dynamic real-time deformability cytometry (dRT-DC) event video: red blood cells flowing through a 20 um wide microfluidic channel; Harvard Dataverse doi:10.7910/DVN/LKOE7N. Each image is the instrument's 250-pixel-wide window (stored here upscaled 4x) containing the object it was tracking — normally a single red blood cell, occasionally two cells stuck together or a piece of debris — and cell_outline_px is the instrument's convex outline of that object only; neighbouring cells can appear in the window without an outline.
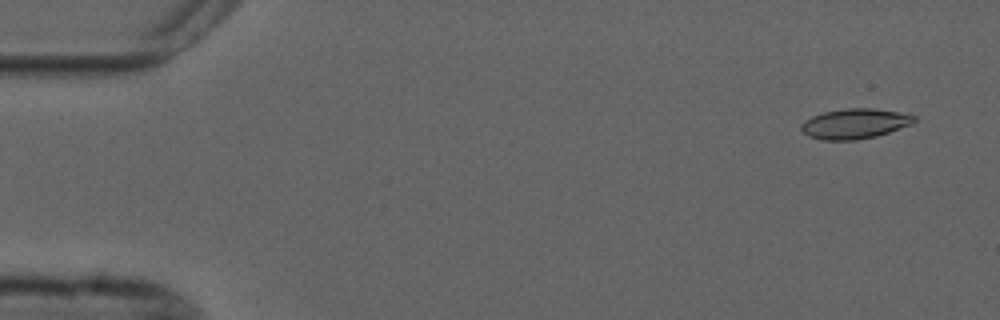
{"species": "common noctule bat (a hibernating species)", "species_latin": "Nyctalus noctula", "temperature_condition": "cold", "stored_images_in_passage": 7, "camera_frame_rate_fps": 3000, "um_per_image_px": 0.085, "animal": {"sex": "male", "forearm_length_mm": 52.5}, "frame": {"image": 1, "passage_image": 1, "time_ms": 0.0, "image_size_px": [1000, 320], "cell_outline_px": [[916, 120], [912, 124], [876, 136], [856, 140], [820, 140], [808, 136], [800, 128], [800, 124], [804, 120], [812, 116], [824, 112], [848, 108], [872, 108], [900, 112], [916, 116]], "centroid_in_image_um": [72.64, 10.51], "position_along_channel_um": 12.4, "area_um2": 19.83}}
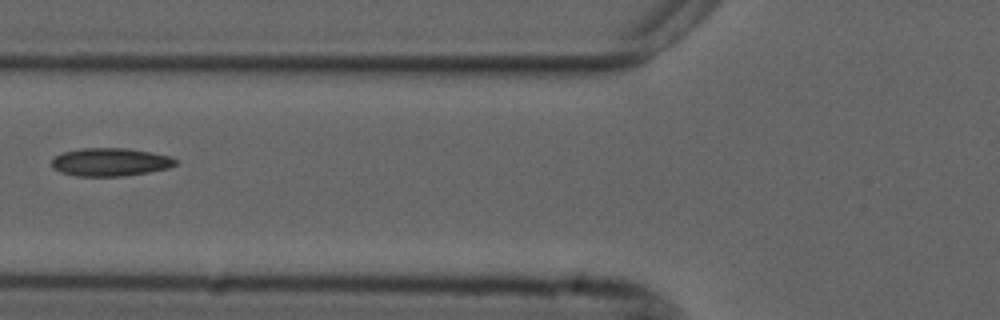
{"frame": {"image": 2, "passage_image": 6, "time_ms": 6.0, "image_size_px": [1000, 320], "cell_outline_px": [[176, 164], [168, 168], [148, 172], [124, 176], [76, 176], [60, 172], [52, 168], [52, 160], [56, 156], [64, 152], [80, 148], [124, 148], [152, 152], [172, 156], [176, 160]], "centroid_in_image_um": [9.37, 13.77], "position_along_channel_um": 116.4, "area_um2": 20.29}}
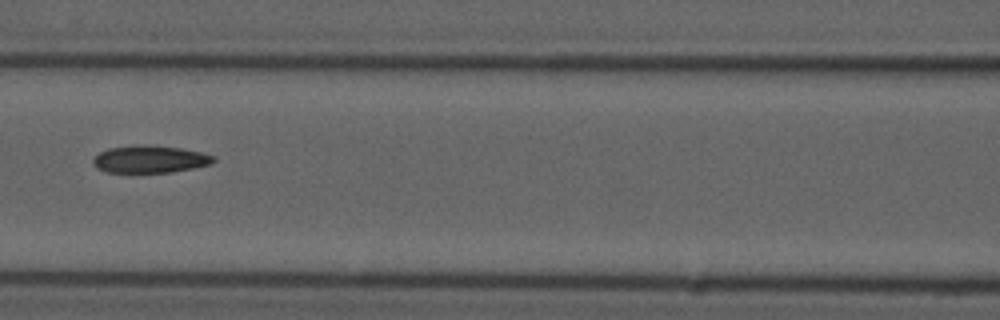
{"frame": {"image": 3, "passage_image": 7, "time_ms": 7.0, "image_size_px": [1000, 320], "cell_outline_px": [[216, 160], [212, 164], [172, 172], [108, 172], [96, 168], [92, 164], [92, 160], [100, 152], [108, 148], [140, 144], [180, 148], [200, 152], [216, 156]], "centroid_in_image_um": [12.75, 13.53], "position_along_channel_um": 153.9, "area_um2": 19.19}}